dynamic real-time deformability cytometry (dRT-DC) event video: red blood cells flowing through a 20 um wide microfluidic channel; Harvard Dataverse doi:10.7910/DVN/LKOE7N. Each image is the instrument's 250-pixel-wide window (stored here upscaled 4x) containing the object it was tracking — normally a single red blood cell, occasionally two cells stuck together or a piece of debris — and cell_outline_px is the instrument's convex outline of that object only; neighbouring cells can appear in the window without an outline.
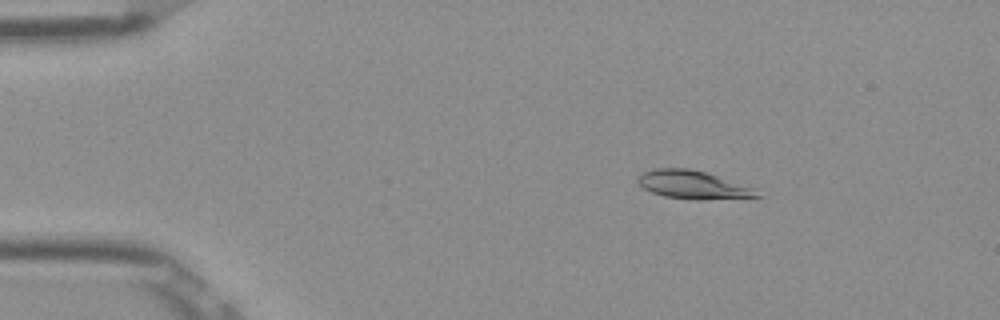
{"species": "Egyptian fruit bat (a non-hibernating species)", "species_latin": "Rousettus aegyptiacus", "temperature_condition": "room temperature", "stored_images_in_passage": 45, "camera_frame_rate_fps": 3000, "um_per_image_px": 0.085, "frame": {"image": 1, "passage_image": 1, "time_ms": 0.0, "image_size_px": [1000, 320], "cell_outline_px": [[764, 196], [700, 200], [696, 200], [664, 196], [652, 192], [644, 188], [636, 180], [640, 172], [656, 168], [688, 168], [704, 172], [756, 188]], "centroid_in_image_um": [58.91, 15.71], "position_along_channel_um": 26.1, "area_um2": 19.59}}
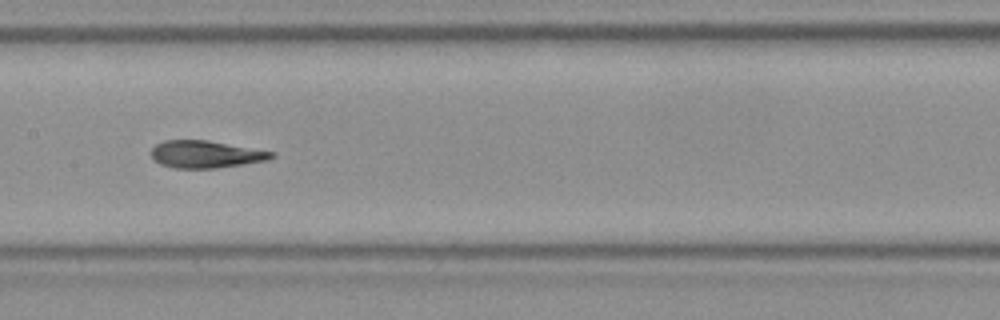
{"frame": {"image": 2, "passage_image": 19, "time_ms": 6.0, "image_size_px": [1000, 320], "cell_outline_px": [[276, 156], [268, 160], [216, 168], [176, 168], [160, 164], [152, 160], [152, 148], [156, 144], [164, 140], [208, 140], [276, 152]], "centroid_in_image_um": [17.5, 13.11], "position_along_channel_um": 189.9, "area_um2": 19.19}}
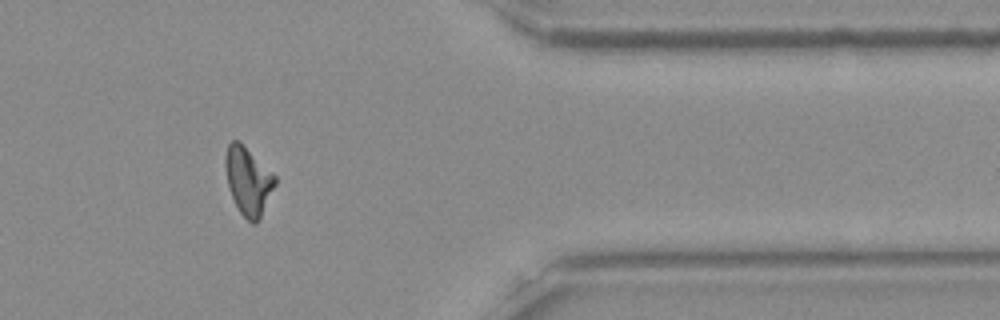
{"frame": {"image": 3, "passage_image": 36, "time_ms": 11.667, "image_size_px": [1000, 320], "cell_outline_px": [[276, 184], [260, 220], [256, 224], [252, 224], [240, 212], [232, 196], [228, 184], [224, 168], [224, 156], [228, 144], [232, 140], [236, 140], [272, 172], [276, 176]], "centroid_in_image_um": [21.09, 15.42], "position_along_channel_um": 390.3, "area_um2": 19.42}, "authors_computed_cell_mechanics": {"area_um2": 19.4786, "velocity_mm_per_s": 3.8926, "shape_relaxation_time_tau1_ms": 5.8537, "shape_relaxation_time_tau2_ms": 2.4912, "deformation_change_tau1": 0.2035, "deformation_change_tau2": 0.0935}}